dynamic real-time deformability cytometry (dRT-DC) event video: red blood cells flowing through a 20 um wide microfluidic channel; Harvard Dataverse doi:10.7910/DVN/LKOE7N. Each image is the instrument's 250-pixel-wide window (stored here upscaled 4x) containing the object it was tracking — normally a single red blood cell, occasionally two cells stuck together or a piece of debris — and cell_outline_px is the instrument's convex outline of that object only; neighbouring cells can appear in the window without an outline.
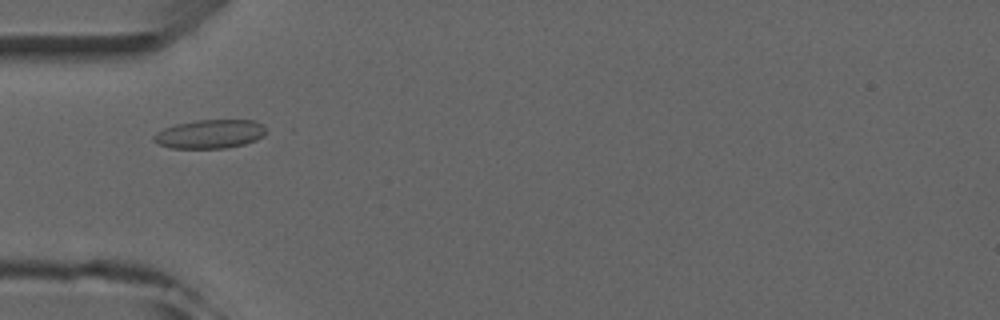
{"species": "common noctule bat (a hibernating species)", "species_latin": "Nyctalus noctula", "temperature_condition": "room temperature", "stored_images_in_passage": 6, "camera_frame_rate_fps": 3000, "um_per_image_px": 0.085, "animal": {"sex": "male", "forearm_length_mm": 52.5}, "frame": {"image": 1, "passage_image": 4, "time_ms": 3.333, "image_size_px": [1000, 320], "cell_outline_px": [[268, 132], [264, 136], [256, 140], [244, 144], [224, 148], [172, 148], [160, 144], [152, 140], [152, 136], [156, 132], [164, 128], [176, 124], [196, 120], [252, 120], [264, 124]], "centroid_in_image_um": [17.87, 11.38], "position_along_channel_um": 67.1, "area_um2": 18.96}}
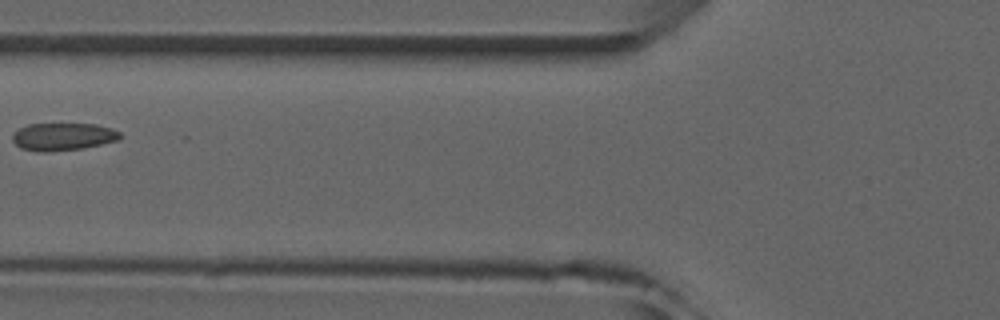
{"frame": {"image": 2, "passage_image": 5, "time_ms": 4.667, "image_size_px": [1000, 320], "cell_outline_px": [[120, 136], [116, 140], [100, 144], [80, 148], [44, 152], [36, 152], [20, 148], [12, 140], [12, 136], [20, 128], [28, 124], [96, 124], [112, 128], [120, 132]], "centroid_in_image_um": [5.32, 11.61], "position_along_channel_um": 120.5, "area_um2": 17.05}}
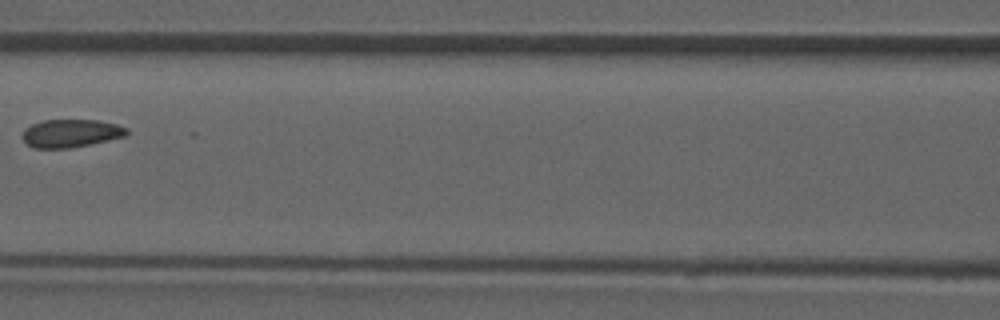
{"frame": {"image": 3, "passage_image": 6, "time_ms": 5.667, "image_size_px": [1000, 320], "cell_outline_px": [[128, 132], [124, 136], [88, 144], [68, 148], [32, 148], [20, 136], [24, 128], [32, 124], [44, 120], [96, 120], [116, 124], [128, 128]], "centroid_in_image_um": [5.96, 11.32], "position_along_channel_um": 160.6, "area_um2": 16.88}}